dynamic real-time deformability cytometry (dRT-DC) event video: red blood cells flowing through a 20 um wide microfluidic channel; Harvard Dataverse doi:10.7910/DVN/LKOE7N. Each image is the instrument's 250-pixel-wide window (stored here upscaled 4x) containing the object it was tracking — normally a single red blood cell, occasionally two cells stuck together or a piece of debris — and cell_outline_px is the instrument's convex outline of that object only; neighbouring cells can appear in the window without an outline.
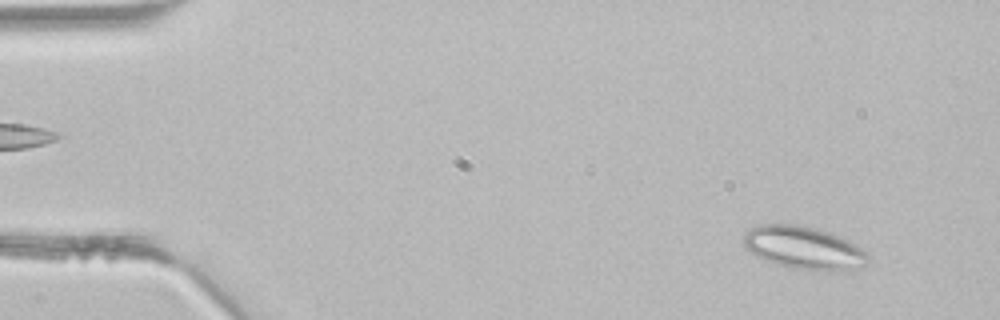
{"species": "common noctule bat (a hibernating species)", "species_latin": "Nyctalus noctula", "temperature_condition": "room temperature", "stored_images_in_passage": 16, "camera_frame_rate_fps": 3000, "um_per_image_px": 0.085, "animal": {"sex": "male", "body_mass_g": 21.5, "forearm_length_mm": 52.0}, "frame": {"image": 1, "passage_image": 3, "time_ms": 0.667, "image_size_px": [1000, 320], "cell_outline_px": [[868, 260], [864, 264], [856, 268], [792, 268], [776, 264], [764, 260], [756, 256], [744, 248], [744, 232], [760, 224], [792, 224], [816, 228], [840, 236], [856, 244], [868, 256]], "centroid_in_image_um": [68.23, 21.01], "position_along_channel_um": 16.8, "area_um2": 30.11}}